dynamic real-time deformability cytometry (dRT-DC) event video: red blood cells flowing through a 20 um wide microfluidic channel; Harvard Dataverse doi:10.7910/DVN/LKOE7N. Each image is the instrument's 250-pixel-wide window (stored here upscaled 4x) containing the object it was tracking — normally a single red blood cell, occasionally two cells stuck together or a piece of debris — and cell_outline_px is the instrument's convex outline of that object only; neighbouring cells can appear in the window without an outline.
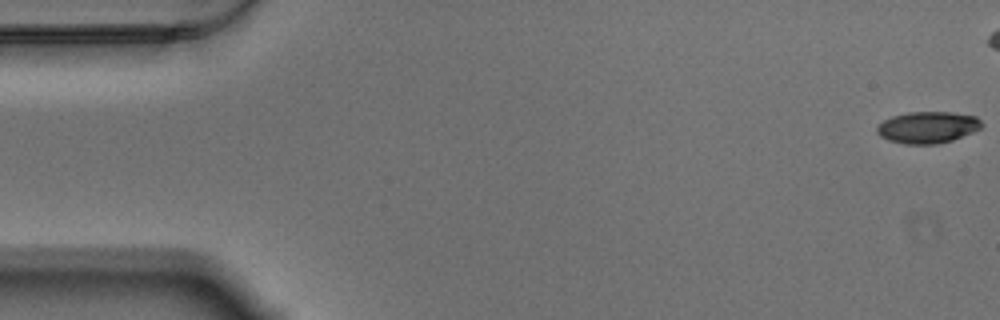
{"species": "Egyptian fruit bat (a non-hibernating species)", "species_latin": "Rousettus aegyptiacus", "temperature_condition": "warm", "stored_images_in_passage": 47, "camera_frame_rate_fps": 3000, "um_per_image_px": 0.085, "animal": {"sex": "male"}, "frame": {"image": 1, "passage_image": 1, "time_ms": 0.0, "image_size_px": [1000, 320], "cell_outline_px": [[984, 124], [980, 128], [972, 132], [952, 140], [936, 144], [904, 144], [888, 140], [880, 136], [876, 132], [876, 128], [884, 120], [892, 116], [908, 112], [952, 112], [976, 116]], "centroid_in_image_um": [78.84, 10.82], "position_along_channel_um": 6.2, "area_um2": 19.31}}
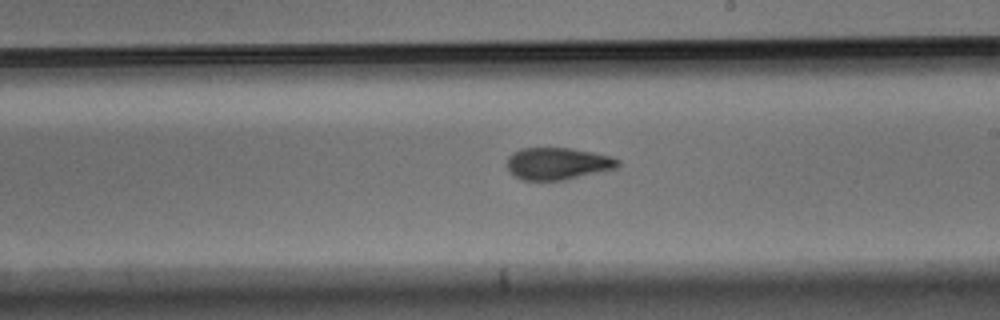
{"frame": {"image": 2, "passage_image": 33, "time_ms": 10.667, "image_size_px": [1000, 320], "cell_outline_px": [[620, 164], [616, 168], [604, 172], [564, 180], [524, 180], [512, 176], [508, 172], [508, 156], [512, 152], [520, 148], [572, 148], [612, 156], [620, 160]], "centroid_in_image_um": [47.41, 13.91], "position_along_channel_um": 241.6, "area_um2": 21.1}}
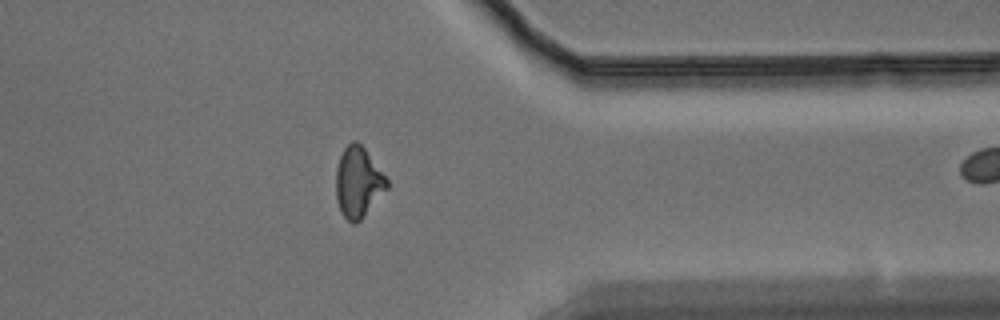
{"frame": {"image": 3, "passage_image": 46, "time_ms": 15.0, "image_size_px": [1000, 320], "cell_outline_px": [[388, 188], [360, 220], [356, 224], [352, 224], [340, 212], [336, 196], [336, 168], [340, 156], [344, 148], [352, 140], [356, 140], [364, 148], [388, 180]], "centroid_in_image_um": [30.43, 15.5], "position_along_channel_um": 381.0, "area_um2": 20.75}}